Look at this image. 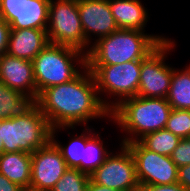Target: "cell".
Returning <instances> with one entry per match:
<instances>
[{
  "label": "cell",
  "instance_id": "cell-1",
  "mask_svg": "<svg viewBox=\"0 0 190 191\" xmlns=\"http://www.w3.org/2000/svg\"><path fill=\"white\" fill-rule=\"evenodd\" d=\"M82 71L72 81L48 87L38 95L37 106L52 128L74 129L98 117L111 118V100L99 97L93 73L87 67Z\"/></svg>",
  "mask_w": 190,
  "mask_h": 191
},
{
  "label": "cell",
  "instance_id": "cell-2",
  "mask_svg": "<svg viewBox=\"0 0 190 191\" xmlns=\"http://www.w3.org/2000/svg\"><path fill=\"white\" fill-rule=\"evenodd\" d=\"M167 39L141 30L118 29L96 40L86 53V66L118 65L143 60Z\"/></svg>",
  "mask_w": 190,
  "mask_h": 191
},
{
  "label": "cell",
  "instance_id": "cell-3",
  "mask_svg": "<svg viewBox=\"0 0 190 191\" xmlns=\"http://www.w3.org/2000/svg\"><path fill=\"white\" fill-rule=\"evenodd\" d=\"M171 110L166 98L135 96L116 106L110 120L127 133L120 143L127 144L138 141L147 133L165 129Z\"/></svg>",
  "mask_w": 190,
  "mask_h": 191
},
{
  "label": "cell",
  "instance_id": "cell-4",
  "mask_svg": "<svg viewBox=\"0 0 190 191\" xmlns=\"http://www.w3.org/2000/svg\"><path fill=\"white\" fill-rule=\"evenodd\" d=\"M32 63L37 99L44 89L76 78L82 72L81 69L86 67V54L70 46L49 43ZM75 63L80 65L79 70L75 68Z\"/></svg>",
  "mask_w": 190,
  "mask_h": 191
},
{
  "label": "cell",
  "instance_id": "cell-5",
  "mask_svg": "<svg viewBox=\"0 0 190 191\" xmlns=\"http://www.w3.org/2000/svg\"><path fill=\"white\" fill-rule=\"evenodd\" d=\"M4 153L32 154L51 141L52 127L36 105L25 116L0 120Z\"/></svg>",
  "mask_w": 190,
  "mask_h": 191
},
{
  "label": "cell",
  "instance_id": "cell-6",
  "mask_svg": "<svg viewBox=\"0 0 190 191\" xmlns=\"http://www.w3.org/2000/svg\"><path fill=\"white\" fill-rule=\"evenodd\" d=\"M49 43L70 46L85 54L89 51L85 36L77 0H50L47 26Z\"/></svg>",
  "mask_w": 190,
  "mask_h": 191
},
{
  "label": "cell",
  "instance_id": "cell-7",
  "mask_svg": "<svg viewBox=\"0 0 190 191\" xmlns=\"http://www.w3.org/2000/svg\"><path fill=\"white\" fill-rule=\"evenodd\" d=\"M141 63L142 60H133L118 65L86 66L93 73L99 96H113L111 111L124 99L137 96Z\"/></svg>",
  "mask_w": 190,
  "mask_h": 191
},
{
  "label": "cell",
  "instance_id": "cell-8",
  "mask_svg": "<svg viewBox=\"0 0 190 191\" xmlns=\"http://www.w3.org/2000/svg\"><path fill=\"white\" fill-rule=\"evenodd\" d=\"M175 41L168 38L142 60L137 96L146 98H166L173 67L165 63L166 54L175 49Z\"/></svg>",
  "mask_w": 190,
  "mask_h": 191
},
{
  "label": "cell",
  "instance_id": "cell-9",
  "mask_svg": "<svg viewBox=\"0 0 190 191\" xmlns=\"http://www.w3.org/2000/svg\"><path fill=\"white\" fill-rule=\"evenodd\" d=\"M126 145L134 158L139 186L166 185L178 182V167L171 156L146 149L139 141Z\"/></svg>",
  "mask_w": 190,
  "mask_h": 191
},
{
  "label": "cell",
  "instance_id": "cell-10",
  "mask_svg": "<svg viewBox=\"0 0 190 191\" xmlns=\"http://www.w3.org/2000/svg\"><path fill=\"white\" fill-rule=\"evenodd\" d=\"M120 146V152L111 153L104 163L90 174V179L98 185L119 191H140L131 151L124 144Z\"/></svg>",
  "mask_w": 190,
  "mask_h": 191
},
{
  "label": "cell",
  "instance_id": "cell-11",
  "mask_svg": "<svg viewBox=\"0 0 190 191\" xmlns=\"http://www.w3.org/2000/svg\"><path fill=\"white\" fill-rule=\"evenodd\" d=\"M31 159L30 189L35 191H51L68 169L60 150L52 141L34 151Z\"/></svg>",
  "mask_w": 190,
  "mask_h": 191
},
{
  "label": "cell",
  "instance_id": "cell-12",
  "mask_svg": "<svg viewBox=\"0 0 190 191\" xmlns=\"http://www.w3.org/2000/svg\"><path fill=\"white\" fill-rule=\"evenodd\" d=\"M50 0H0V15L11 29H47Z\"/></svg>",
  "mask_w": 190,
  "mask_h": 191
},
{
  "label": "cell",
  "instance_id": "cell-13",
  "mask_svg": "<svg viewBox=\"0 0 190 191\" xmlns=\"http://www.w3.org/2000/svg\"><path fill=\"white\" fill-rule=\"evenodd\" d=\"M77 6L88 46L92 43L91 33L96 34V40H99L119 29L111 13L109 0H77Z\"/></svg>",
  "mask_w": 190,
  "mask_h": 191
},
{
  "label": "cell",
  "instance_id": "cell-14",
  "mask_svg": "<svg viewBox=\"0 0 190 191\" xmlns=\"http://www.w3.org/2000/svg\"><path fill=\"white\" fill-rule=\"evenodd\" d=\"M0 82L11 89L36 98L32 61L4 54L0 57Z\"/></svg>",
  "mask_w": 190,
  "mask_h": 191
},
{
  "label": "cell",
  "instance_id": "cell-15",
  "mask_svg": "<svg viewBox=\"0 0 190 191\" xmlns=\"http://www.w3.org/2000/svg\"><path fill=\"white\" fill-rule=\"evenodd\" d=\"M48 44L46 29H11L6 53L32 61Z\"/></svg>",
  "mask_w": 190,
  "mask_h": 191
},
{
  "label": "cell",
  "instance_id": "cell-16",
  "mask_svg": "<svg viewBox=\"0 0 190 191\" xmlns=\"http://www.w3.org/2000/svg\"><path fill=\"white\" fill-rule=\"evenodd\" d=\"M109 5L119 29L144 31L149 15L140 0H109Z\"/></svg>",
  "mask_w": 190,
  "mask_h": 191
},
{
  "label": "cell",
  "instance_id": "cell-17",
  "mask_svg": "<svg viewBox=\"0 0 190 191\" xmlns=\"http://www.w3.org/2000/svg\"><path fill=\"white\" fill-rule=\"evenodd\" d=\"M31 154L20 151L0 155V173L23 189H30Z\"/></svg>",
  "mask_w": 190,
  "mask_h": 191
},
{
  "label": "cell",
  "instance_id": "cell-18",
  "mask_svg": "<svg viewBox=\"0 0 190 191\" xmlns=\"http://www.w3.org/2000/svg\"><path fill=\"white\" fill-rule=\"evenodd\" d=\"M36 105L35 97L20 93L0 82V120L25 116Z\"/></svg>",
  "mask_w": 190,
  "mask_h": 191
},
{
  "label": "cell",
  "instance_id": "cell-19",
  "mask_svg": "<svg viewBox=\"0 0 190 191\" xmlns=\"http://www.w3.org/2000/svg\"><path fill=\"white\" fill-rule=\"evenodd\" d=\"M175 69L166 99L172 109L190 110V65L182 71Z\"/></svg>",
  "mask_w": 190,
  "mask_h": 191
},
{
  "label": "cell",
  "instance_id": "cell-20",
  "mask_svg": "<svg viewBox=\"0 0 190 191\" xmlns=\"http://www.w3.org/2000/svg\"><path fill=\"white\" fill-rule=\"evenodd\" d=\"M68 129L67 127H57L52 128L51 132V141L56 145L60 150L62 157L64 158L68 168H77L79 171L83 172V148H85L87 143V128L84 129L81 135L73 136L68 143V145H61L58 140L55 139L56 132L60 129ZM59 129V130H58ZM86 133V134H85ZM58 141V142H57Z\"/></svg>",
  "mask_w": 190,
  "mask_h": 191
},
{
  "label": "cell",
  "instance_id": "cell-21",
  "mask_svg": "<svg viewBox=\"0 0 190 191\" xmlns=\"http://www.w3.org/2000/svg\"><path fill=\"white\" fill-rule=\"evenodd\" d=\"M111 154L103 145V140L98 133H92L91 128L87 129V143L83 148V172L90 175L105 159Z\"/></svg>",
  "mask_w": 190,
  "mask_h": 191
},
{
  "label": "cell",
  "instance_id": "cell-22",
  "mask_svg": "<svg viewBox=\"0 0 190 191\" xmlns=\"http://www.w3.org/2000/svg\"><path fill=\"white\" fill-rule=\"evenodd\" d=\"M181 138L166 129L147 133L138 141L146 148L155 153L171 156L178 146Z\"/></svg>",
  "mask_w": 190,
  "mask_h": 191
},
{
  "label": "cell",
  "instance_id": "cell-23",
  "mask_svg": "<svg viewBox=\"0 0 190 191\" xmlns=\"http://www.w3.org/2000/svg\"><path fill=\"white\" fill-rule=\"evenodd\" d=\"M90 175L77 168H68L51 191H86Z\"/></svg>",
  "mask_w": 190,
  "mask_h": 191
},
{
  "label": "cell",
  "instance_id": "cell-24",
  "mask_svg": "<svg viewBox=\"0 0 190 191\" xmlns=\"http://www.w3.org/2000/svg\"><path fill=\"white\" fill-rule=\"evenodd\" d=\"M181 139L190 137V110L172 109L165 127Z\"/></svg>",
  "mask_w": 190,
  "mask_h": 191
},
{
  "label": "cell",
  "instance_id": "cell-25",
  "mask_svg": "<svg viewBox=\"0 0 190 191\" xmlns=\"http://www.w3.org/2000/svg\"><path fill=\"white\" fill-rule=\"evenodd\" d=\"M171 159L178 168L183 165H190V137L180 140L171 155Z\"/></svg>",
  "mask_w": 190,
  "mask_h": 191
},
{
  "label": "cell",
  "instance_id": "cell-26",
  "mask_svg": "<svg viewBox=\"0 0 190 191\" xmlns=\"http://www.w3.org/2000/svg\"><path fill=\"white\" fill-rule=\"evenodd\" d=\"M11 27L0 17V57L6 54Z\"/></svg>",
  "mask_w": 190,
  "mask_h": 191
},
{
  "label": "cell",
  "instance_id": "cell-27",
  "mask_svg": "<svg viewBox=\"0 0 190 191\" xmlns=\"http://www.w3.org/2000/svg\"><path fill=\"white\" fill-rule=\"evenodd\" d=\"M140 191H188L181 184L146 185L140 187Z\"/></svg>",
  "mask_w": 190,
  "mask_h": 191
},
{
  "label": "cell",
  "instance_id": "cell-28",
  "mask_svg": "<svg viewBox=\"0 0 190 191\" xmlns=\"http://www.w3.org/2000/svg\"><path fill=\"white\" fill-rule=\"evenodd\" d=\"M178 183L190 191V165H183L178 168Z\"/></svg>",
  "mask_w": 190,
  "mask_h": 191
},
{
  "label": "cell",
  "instance_id": "cell-29",
  "mask_svg": "<svg viewBox=\"0 0 190 191\" xmlns=\"http://www.w3.org/2000/svg\"><path fill=\"white\" fill-rule=\"evenodd\" d=\"M0 191H23V188L11 182L7 177L0 173Z\"/></svg>",
  "mask_w": 190,
  "mask_h": 191
},
{
  "label": "cell",
  "instance_id": "cell-30",
  "mask_svg": "<svg viewBox=\"0 0 190 191\" xmlns=\"http://www.w3.org/2000/svg\"><path fill=\"white\" fill-rule=\"evenodd\" d=\"M86 191H119V190L108 188L103 185H98L94 183L91 179H89Z\"/></svg>",
  "mask_w": 190,
  "mask_h": 191
},
{
  "label": "cell",
  "instance_id": "cell-31",
  "mask_svg": "<svg viewBox=\"0 0 190 191\" xmlns=\"http://www.w3.org/2000/svg\"><path fill=\"white\" fill-rule=\"evenodd\" d=\"M4 153V146L2 141V134H1V128H0V155Z\"/></svg>",
  "mask_w": 190,
  "mask_h": 191
},
{
  "label": "cell",
  "instance_id": "cell-32",
  "mask_svg": "<svg viewBox=\"0 0 190 191\" xmlns=\"http://www.w3.org/2000/svg\"><path fill=\"white\" fill-rule=\"evenodd\" d=\"M23 191H35V190H32V189H23Z\"/></svg>",
  "mask_w": 190,
  "mask_h": 191
}]
</instances>
